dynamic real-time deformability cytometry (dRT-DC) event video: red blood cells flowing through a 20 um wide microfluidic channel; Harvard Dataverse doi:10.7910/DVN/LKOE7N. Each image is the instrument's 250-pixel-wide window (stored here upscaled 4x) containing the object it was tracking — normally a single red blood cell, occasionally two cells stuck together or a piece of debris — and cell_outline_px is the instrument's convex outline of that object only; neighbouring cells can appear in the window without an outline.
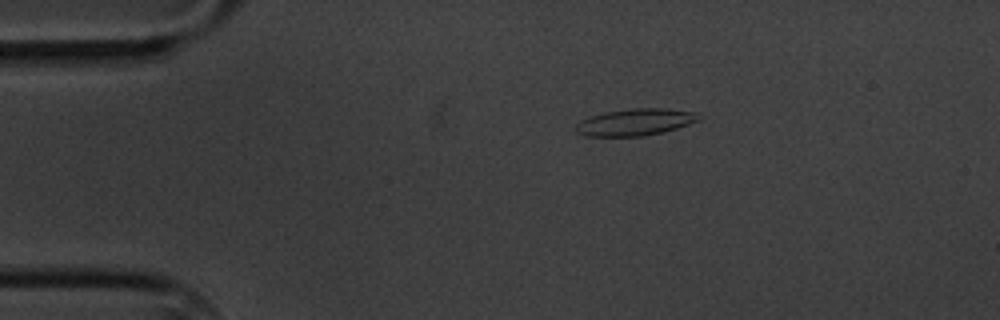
{"species": "common noctule bat (a hibernating species)", "species_latin": "Nyctalus noctula", "temperature_condition": "cold", "stored_images_in_passage": 4, "camera_frame_rate_fps": 3000, "um_per_image_px": 0.085, "animal": {"sex": "male", "body_mass_g": 20.1, "forearm_length_mm": 53.5}, "frame": {"image": 1, "passage_image": 3, "time_ms": 2.333, "image_size_px": [1000, 320], "cell_outline_px": [[700, 120], [676, 128], [644, 136], [584, 136], [576, 132], [576, 124], [580, 120], [604, 112], [632, 108], [664, 108], [692, 112]], "centroid_in_image_um": [53.92, 10.38], "position_along_channel_um": 31.1, "area_um2": 18.9}}